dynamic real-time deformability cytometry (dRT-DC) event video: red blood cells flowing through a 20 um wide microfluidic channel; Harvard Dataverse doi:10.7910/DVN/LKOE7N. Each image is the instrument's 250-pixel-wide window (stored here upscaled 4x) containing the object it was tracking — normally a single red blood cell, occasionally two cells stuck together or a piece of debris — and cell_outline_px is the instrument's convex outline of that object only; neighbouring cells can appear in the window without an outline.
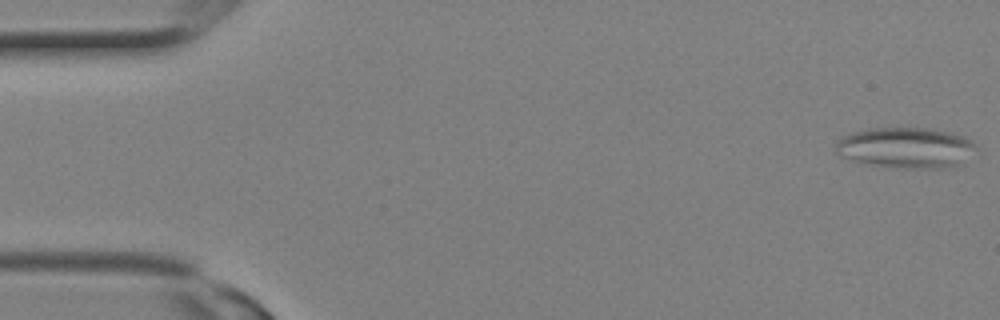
{"species": "Egyptian fruit bat (a non-hibernating species)", "species_latin": "Rousettus aegyptiacus", "temperature_condition": "room temperature", "stored_images_in_passage": 3, "camera_frame_rate_fps": 3000, "um_per_image_px": 0.085, "animal": {"sex": "female"}, "frame": {"image": 1, "passage_image": 1, "time_ms": 0.0, "image_size_px": [1000, 320], "cell_outline_px": [[980, 152], [960, 164], [944, 168], [904, 168], [864, 164], [840, 156], [836, 152], [836, 140], [840, 136], [852, 132], [868, 128], [928, 128], [952, 132], [964, 136], [972, 140], [980, 148]], "centroid_in_image_um": [77.06, 12.55], "position_along_channel_um": 7.9, "area_um2": 34.16}}